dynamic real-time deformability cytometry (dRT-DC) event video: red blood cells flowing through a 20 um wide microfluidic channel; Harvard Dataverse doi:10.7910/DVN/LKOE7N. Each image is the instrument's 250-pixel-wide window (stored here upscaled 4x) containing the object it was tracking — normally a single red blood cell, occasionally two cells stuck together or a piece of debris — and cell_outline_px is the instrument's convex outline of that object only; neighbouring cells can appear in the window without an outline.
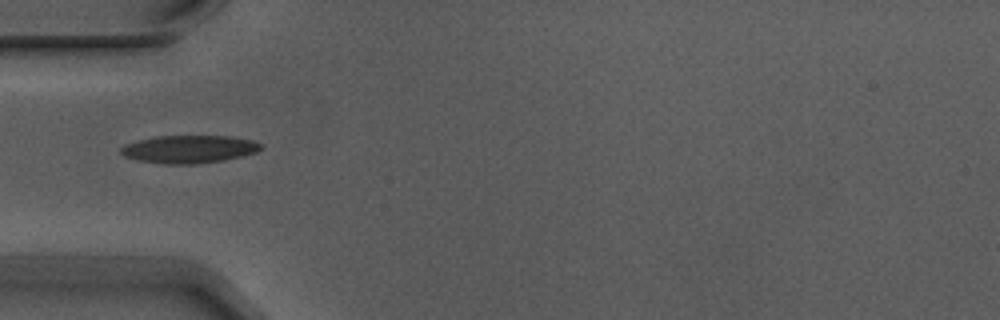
{"species": "Egyptian fruit bat (a non-hibernating species)", "species_latin": "Rousettus aegyptiacus", "temperature_condition": "warm", "stored_images_in_passage": 5, "camera_frame_rate_fps": 3000, "um_per_image_px": 0.085, "animal": {"sex": "male"}, "frame": {"image": 1, "passage_image": 2, "time_ms": 0.333, "image_size_px": [1000, 320], "cell_outline_px": [[264, 148], [256, 152], [224, 160], [196, 164], [164, 164], [136, 160], [124, 156], [120, 152], [120, 148], [124, 144], [156, 136], [232, 136], [252, 140], [264, 144]], "centroid_in_image_um": [16.09, 12.68], "position_along_channel_um": 68.9, "area_um2": 22.83}}
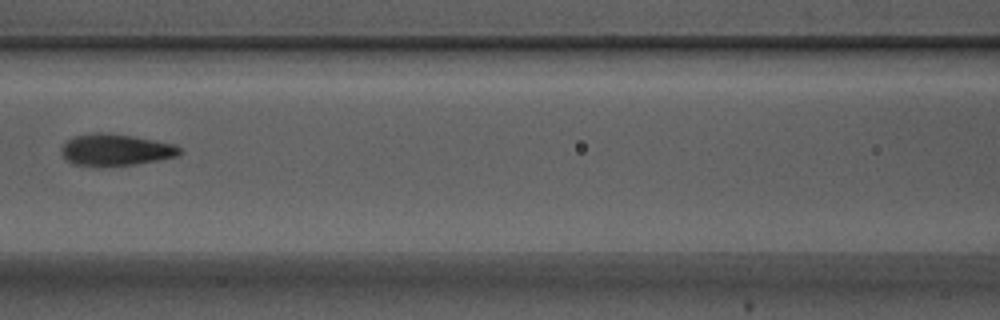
{"frame": {"image": 2, "passage_image": 4, "time_ms": 1.0, "image_size_px": [1000, 320], "cell_outline_px": [[184, 152], [176, 156], [136, 164], [104, 168], [96, 168], [72, 164], [60, 152], [60, 148], [64, 140], [72, 136], [92, 132], [100, 132], [132, 136], [172, 144], [180, 148]], "centroid_in_image_um": [9.72, 12.76], "position_along_channel_um": 156.9, "area_um2": 22.37}}
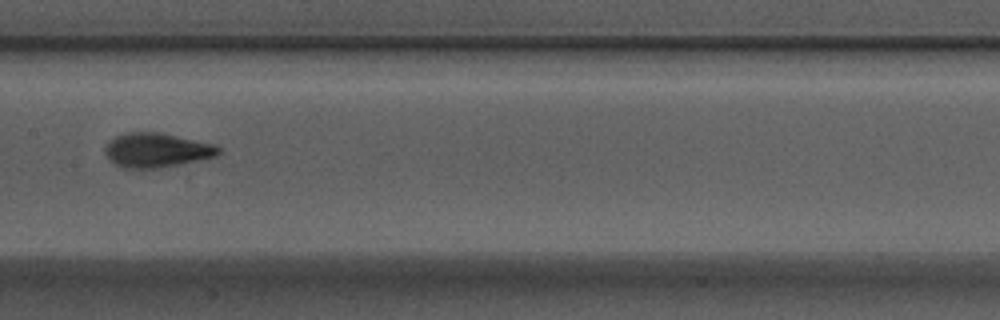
{"frame": {"image": 3, "passage_image": 5, "time_ms": 1.333, "image_size_px": [1000, 320], "cell_outline_px": [[220, 152], [216, 156], [156, 168], [124, 168], [116, 164], [104, 152], [104, 148], [116, 136], [124, 132], [160, 132], [212, 144], [220, 148]], "centroid_in_image_um": [13.28, 12.75], "position_along_channel_um": 194.1, "area_um2": 22.14}}